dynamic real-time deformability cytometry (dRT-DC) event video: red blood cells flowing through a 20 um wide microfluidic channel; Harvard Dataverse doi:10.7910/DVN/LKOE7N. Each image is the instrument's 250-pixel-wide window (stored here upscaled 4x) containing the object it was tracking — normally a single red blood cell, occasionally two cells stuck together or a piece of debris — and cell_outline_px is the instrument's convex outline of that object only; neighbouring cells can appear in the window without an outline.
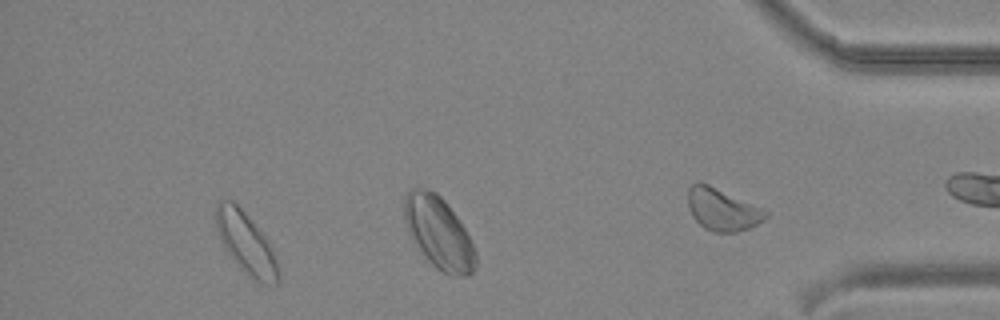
{"species": "common noctule bat (a hibernating species)", "species_latin": "Nyctalus noctula", "temperature_condition": "cold", "stored_images_in_passage": 29, "camera_frame_rate_fps": 3000, "um_per_image_px": 0.085, "animal": {"sex": "male", "body_mass_g": 19.2, "forearm_length_mm": 51.8}, "frame": {"image": 1, "passage_image": 25, "time_ms": 8.0, "image_size_px": [1000, 320], "cell_outline_px": [[280, 280], [276, 284], [252, 280], [240, 268], [224, 248], [216, 228], [216, 204], [220, 200], [232, 200], [260, 228], [268, 240], [280, 276]], "centroid_in_image_um": [20.89, 20.65], "position_along_channel_um": 414.3, "area_um2": 22.02}}